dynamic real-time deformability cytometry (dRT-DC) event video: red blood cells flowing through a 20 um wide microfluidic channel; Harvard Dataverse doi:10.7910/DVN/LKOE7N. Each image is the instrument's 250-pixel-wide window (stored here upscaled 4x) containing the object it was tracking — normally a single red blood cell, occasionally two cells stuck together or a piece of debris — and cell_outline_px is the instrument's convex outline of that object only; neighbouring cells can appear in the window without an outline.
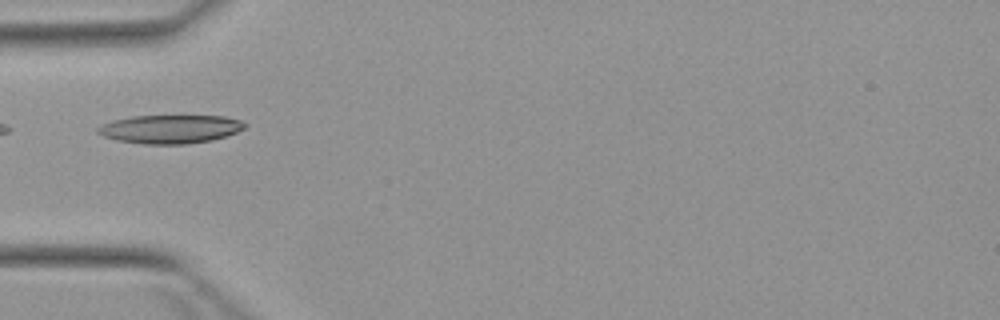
{"species": "Egyptian fruit bat (a non-hibernating species)", "species_latin": "Rousettus aegyptiacus", "temperature_condition": "warm", "stored_images_in_passage": 5, "camera_frame_rate_fps": 3000, "um_per_image_px": 0.085, "animal": {"sex": "female"}, "frame": {"image": 1, "passage_image": 5, "time_ms": 4.667, "image_size_px": [1000, 320], "cell_outline_px": [[248, 124], [244, 128], [228, 136], [212, 140], [184, 144], [144, 144], [116, 140], [104, 136], [96, 132], [96, 128], [100, 124], [112, 120], [132, 116], [224, 116], [240, 120]], "centroid_in_image_um": [14.45, 10.97], "position_along_channel_um": 70.6, "area_um2": 24.57}}